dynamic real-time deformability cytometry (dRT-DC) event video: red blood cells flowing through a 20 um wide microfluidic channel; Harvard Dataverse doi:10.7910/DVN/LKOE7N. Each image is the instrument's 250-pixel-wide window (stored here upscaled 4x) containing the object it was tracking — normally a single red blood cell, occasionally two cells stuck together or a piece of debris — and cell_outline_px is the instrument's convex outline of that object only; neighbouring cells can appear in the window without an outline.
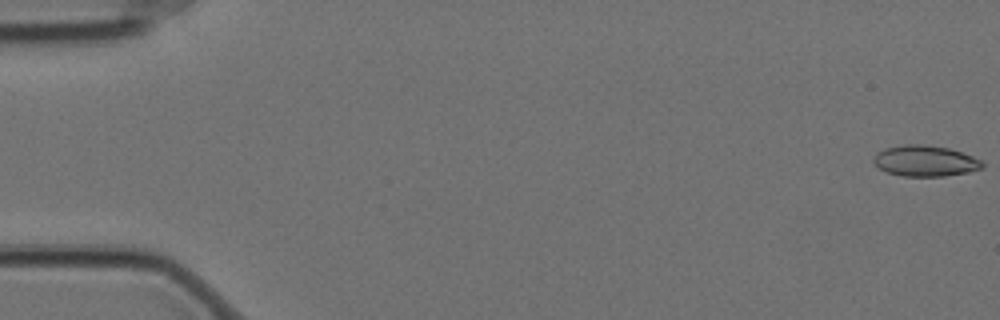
{"species": "Egyptian fruit bat (a non-hibernating species)", "species_latin": "Rousettus aegyptiacus", "temperature_condition": "cold", "stored_images_in_passage": 8, "camera_frame_rate_fps": 3000, "um_per_image_px": 0.085, "animal": {"sex": "female"}, "frame": {"image": 1, "passage_image": 1, "time_ms": 0.0, "image_size_px": [1000, 320], "cell_outline_px": [[984, 168], [968, 172], [944, 176], [904, 176], [888, 172], [880, 168], [872, 160], [876, 152], [884, 148], [904, 144], [920, 144], [948, 148], [972, 156], [980, 160], [984, 164]], "centroid_in_image_um": [78.63, 13.67], "position_along_channel_um": 6.4, "area_um2": 19.48}}
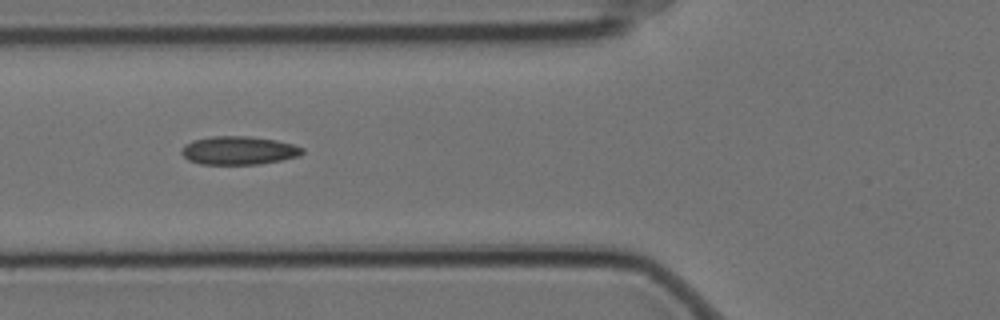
{"frame": {"image": 2, "passage_image": 7, "time_ms": 2.0, "image_size_px": [1000, 320], "cell_outline_px": [[304, 152], [300, 156], [260, 164], [200, 164], [188, 160], [180, 152], [184, 144], [192, 140], [212, 136], [248, 136], [276, 140], [292, 144], [304, 148]], "centroid_in_image_um": [20.28, 12.78], "position_along_channel_um": 105.5, "area_um2": 20.06}}
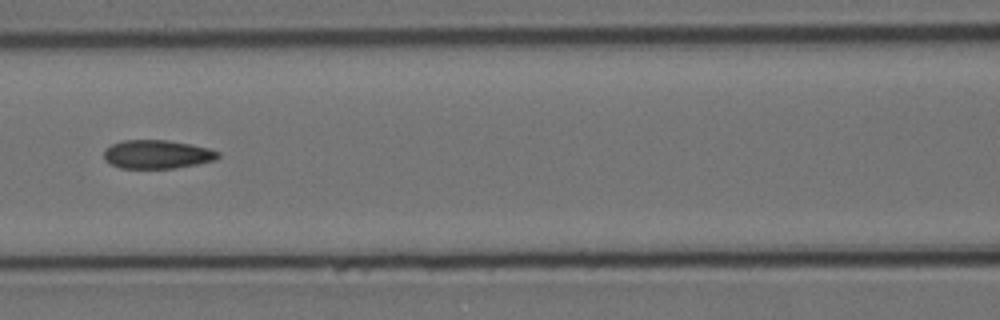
{"frame": {"image": 3, "passage_image": 8, "time_ms": 2.333, "image_size_px": [1000, 320], "cell_outline_px": [[220, 156], [216, 160], [176, 168], [120, 168], [104, 160], [104, 152], [112, 144], [124, 140], [168, 140], [192, 144], [208, 148], [220, 152]], "centroid_in_image_um": [13.39, 13.11], "position_along_channel_um": 153.2, "area_um2": 19.02}}